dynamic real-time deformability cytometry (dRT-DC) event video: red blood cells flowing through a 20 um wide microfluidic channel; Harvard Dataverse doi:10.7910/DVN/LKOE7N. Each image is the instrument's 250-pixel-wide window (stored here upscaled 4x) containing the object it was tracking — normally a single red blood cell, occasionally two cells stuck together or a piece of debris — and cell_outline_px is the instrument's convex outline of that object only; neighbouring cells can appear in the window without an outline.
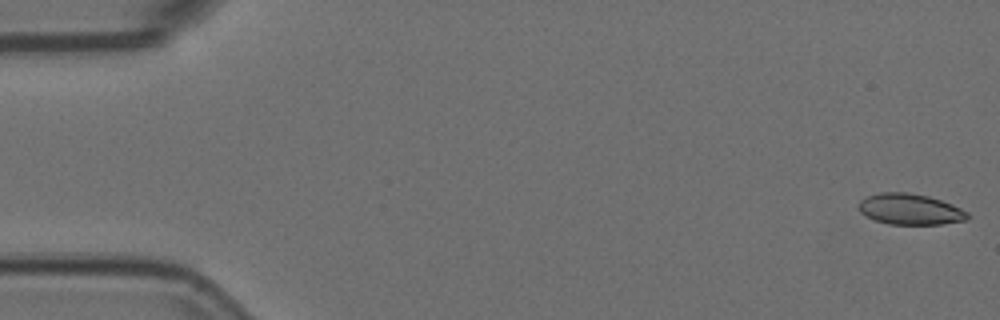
{"species": "Egyptian fruit bat (a non-hibernating species)", "species_latin": "Rousettus aegyptiacus", "temperature_condition": "room temperature", "stored_images_in_passage": 55, "camera_frame_rate_fps": 3000, "um_per_image_px": 0.085, "animal": {"sex": "female"}, "frame": {"image": 1, "passage_image": 1, "time_ms": 0.0, "image_size_px": [1000, 320], "cell_outline_px": [[972, 216], [968, 220], [940, 224], [888, 224], [876, 220], [860, 212], [856, 208], [856, 204], [860, 200], [868, 196], [880, 192], [908, 192], [928, 196], [952, 204], [968, 212]], "centroid_in_image_um": [77.36, 17.78], "position_along_channel_um": 7.6, "area_um2": 19.77}}
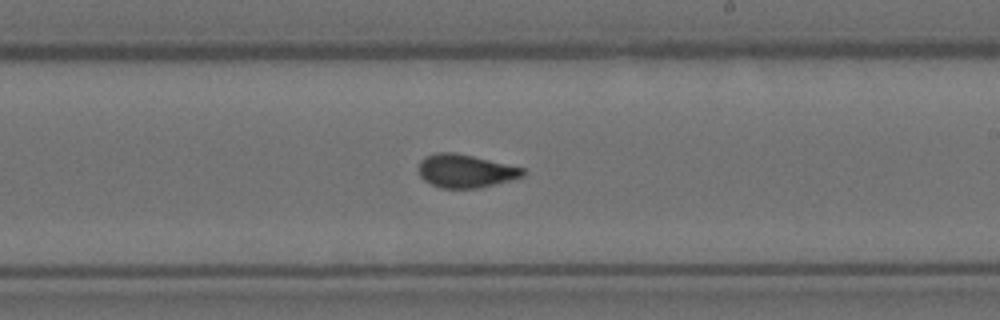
{"frame": {"image": 2, "passage_image": 32, "time_ms": 10.333, "image_size_px": [1000, 320], "cell_outline_px": [[524, 176], [480, 188], [440, 188], [424, 180], [420, 176], [420, 160], [424, 156], [436, 152], [456, 152], [524, 168]], "centroid_in_image_um": [39.55, 14.52], "position_along_channel_um": 249.5, "area_um2": 20.11}}
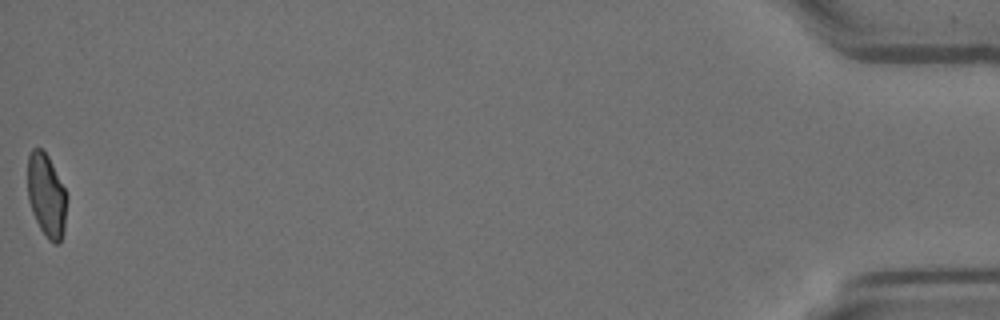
{"frame": {"image": 3, "passage_image": 55, "time_ms": 18.0, "image_size_px": [1000, 320], "cell_outline_px": [[68, 196], [64, 232], [60, 244], [56, 244], [48, 240], [40, 228], [32, 212], [28, 200], [28, 156], [32, 148], [40, 148], [48, 156]], "centroid_in_image_um": [3.96, 16.65], "position_along_channel_um": 431.2, "area_um2": 19.13}, "authors_computed_cell_mechanics": {"area_um2": 20.1144, "velocity_mm_per_s": 3.703, "shape_relaxation_time_tau1_ms": null, "shape_relaxation_time_tau2_ms": 1.079, "deformation_change_tau1": null, "deformation_change_tau2": 0.0572}}